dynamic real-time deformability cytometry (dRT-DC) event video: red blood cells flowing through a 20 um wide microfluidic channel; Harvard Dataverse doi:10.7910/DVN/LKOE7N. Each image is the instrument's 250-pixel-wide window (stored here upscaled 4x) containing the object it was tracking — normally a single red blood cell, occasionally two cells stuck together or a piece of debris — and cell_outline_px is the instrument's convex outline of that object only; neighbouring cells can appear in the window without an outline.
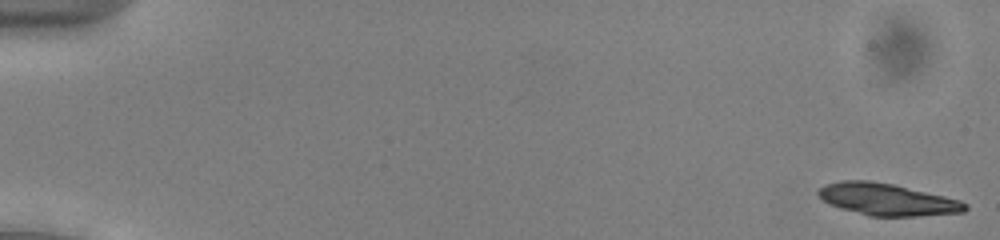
{"species": "common noctule bat (a hibernating species)", "species_latin": "Nyctalus noctula", "temperature_condition": "cold", "stored_images_in_passage": 53, "camera_frame_rate_fps": 3000, "um_per_image_px": 0.085, "animal": {"sex": "male", "body_mass_g": 13.0, "forearm_length_mm": 53.1}, "frame": {"image": 1, "passage_image": 1, "time_ms": 0.0, "image_size_px": [1000, 240], "cell_outline_px": [[968, 208], [964, 212], [916, 216], [868, 216], [840, 208], [828, 204], [816, 192], [824, 184], [840, 180], [868, 180], [892, 184], [944, 196], [960, 200], [968, 204]], "centroid_in_image_um": [75.38, 16.95], "position_along_channel_um": 9.6, "area_um2": 27.28}}
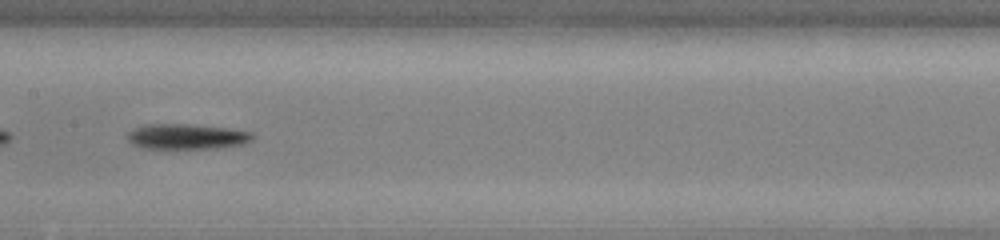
{"frame": {"image": 2, "passage_image": 28, "time_ms": 9.0, "image_size_px": [1000, 240], "cell_outline_px": [[256, 136], [252, 140], [244, 144], [220, 148], [144, 148], [132, 144], [128, 140], [128, 132], [144, 124], [188, 124], [228, 128], [252, 132]], "centroid_in_image_um": [15.92, 11.6], "position_along_channel_um": 191.5, "area_um2": 18.5}}
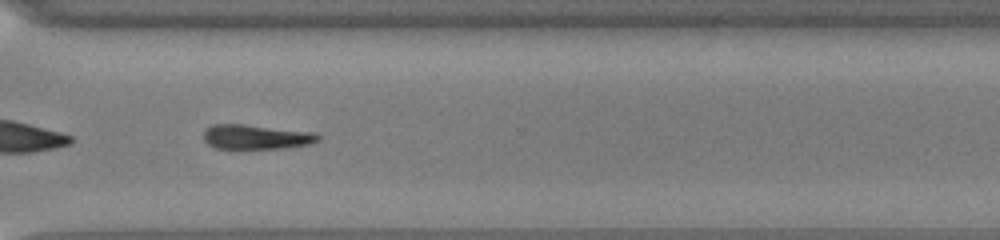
{"frame": {"image": 3, "passage_image": 40, "time_ms": 13.0, "image_size_px": [1000, 240], "cell_outline_px": [[320, 140], [312, 144], [284, 148], [216, 148], [208, 144], [204, 140], [204, 132], [212, 124], [244, 124], [316, 132], [320, 136]], "centroid_in_image_um": [21.83, 11.63], "position_along_channel_um": 348.8, "area_um2": 16.47}, "authors_computed_cell_mechanics": {"area_um2": 17.918, "velocity_mm_per_s": 3.9399, "shape_relaxation_time_tau1_ms": 1.8116, "shape_relaxation_time_tau2_ms": 5.6043, "deformation_change_tau1": 0.0998, "deformation_change_tau2": 0.1241}}